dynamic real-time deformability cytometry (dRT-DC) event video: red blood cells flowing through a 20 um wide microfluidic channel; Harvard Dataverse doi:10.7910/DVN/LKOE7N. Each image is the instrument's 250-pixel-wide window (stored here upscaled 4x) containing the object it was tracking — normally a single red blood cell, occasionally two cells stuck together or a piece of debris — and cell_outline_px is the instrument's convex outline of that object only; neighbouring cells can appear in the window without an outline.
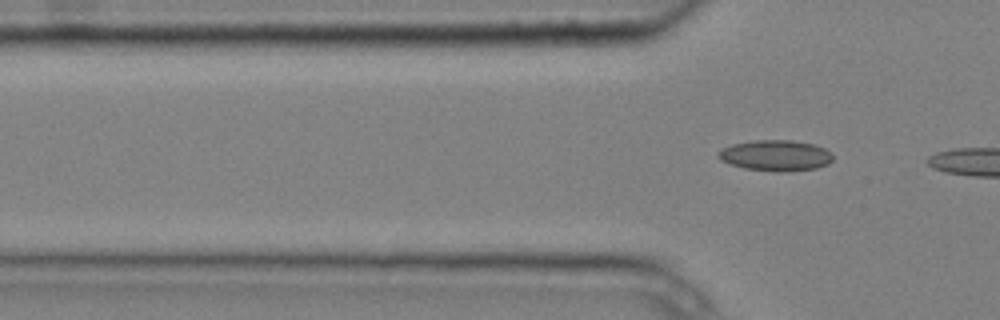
{"species": "common noctule bat (a hibernating species)", "species_latin": "Nyctalus noctula", "temperature_condition": "cold", "stored_images_in_passage": 6, "segment_of_instrument_passage": [2, 2], "camera_frame_rate_fps": 3000, "um_per_image_px": 0.085, "animal": {"sex": "male", "body_mass_g": 20.4}, "frame": {"image": 1, "passage_image": 6, "time_ms": 1.667, "image_size_px": [1000, 320], "cell_outline_px": [[832, 160], [828, 164], [816, 168], [788, 172], [776, 172], [744, 168], [728, 164], [720, 160], [716, 156], [716, 152], [732, 144], [756, 140], [792, 140], [812, 144], [824, 148], [832, 152]], "centroid_in_image_um": [65.91, 13.23], "position_along_channel_um": 59.9, "area_um2": 20.81}}